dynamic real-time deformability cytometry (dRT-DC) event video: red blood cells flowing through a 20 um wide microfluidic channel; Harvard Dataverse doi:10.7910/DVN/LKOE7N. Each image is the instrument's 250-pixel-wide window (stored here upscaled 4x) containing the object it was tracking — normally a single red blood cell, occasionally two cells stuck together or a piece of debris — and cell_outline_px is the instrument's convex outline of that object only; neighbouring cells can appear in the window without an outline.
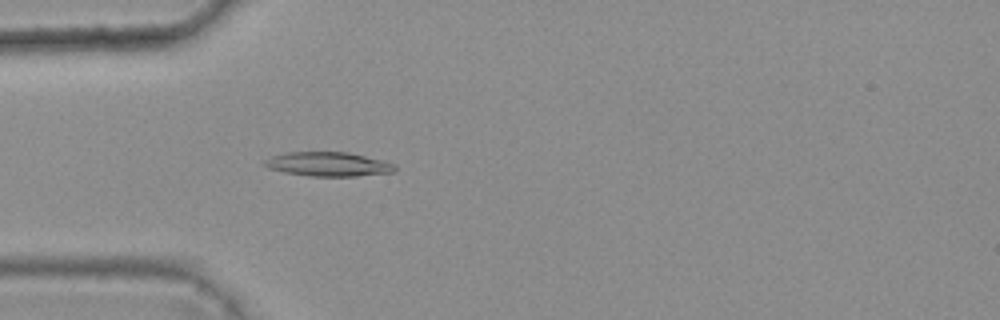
{"species": "common noctule bat (a hibernating species)", "species_latin": "Nyctalus noctula", "temperature_condition": "warm", "stored_images_in_passage": 5, "camera_frame_rate_fps": 3000, "um_per_image_px": 0.085, "animal": {"sex": "female", "body_mass_g": 25.1}, "frame": {"image": 1, "passage_image": 5, "time_ms": 1.333, "image_size_px": [1000, 320], "cell_outline_px": [[396, 172], [356, 176], [308, 176], [284, 172], [268, 168], [264, 164], [264, 160], [272, 156], [284, 152], [348, 152], [396, 164]], "centroid_in_image_um": [27.89, 13.96], "position_along_channel_um": 57.1, "area_um2": 18.38}}